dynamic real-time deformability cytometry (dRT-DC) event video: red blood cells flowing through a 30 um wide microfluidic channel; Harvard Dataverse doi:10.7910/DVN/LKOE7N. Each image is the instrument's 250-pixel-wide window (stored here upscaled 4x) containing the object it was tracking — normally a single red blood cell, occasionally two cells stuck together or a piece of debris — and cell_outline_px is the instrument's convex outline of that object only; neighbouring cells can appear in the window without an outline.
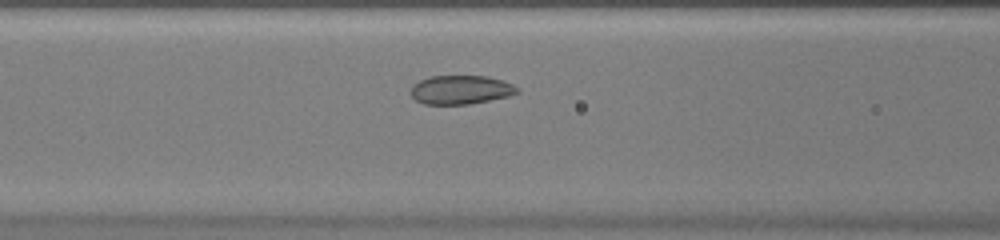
{"species": "common noctule bat (a hibernating species)", "species_latin": "Nyctalus noctula", "temperature_condition": "warm", "stored_images_in_passage": 37, "camera_frame_rate_fps": 3000, "um_per_image_px": 0.085, "animal": {"sex": "female", "body_mass_g": 20.0, "forearm_length_mm": 54.0}, "frame": {"image": 1, "passage_image": 10, "time_ms": 3.0, "image_size_px": [1000, 240], "cell_outline_px": [[520, 92], [508, 96], [468, 104], [424, 104], [416, 100], [412, 96], [412, 84], [420, 80], [432, 76], [488, 76], [512, 84], [520, 88]], "centroid_in_image_um": [39.17, 7.63], "position_along_channel_um": 127.4, "area_um2": 17.74}}
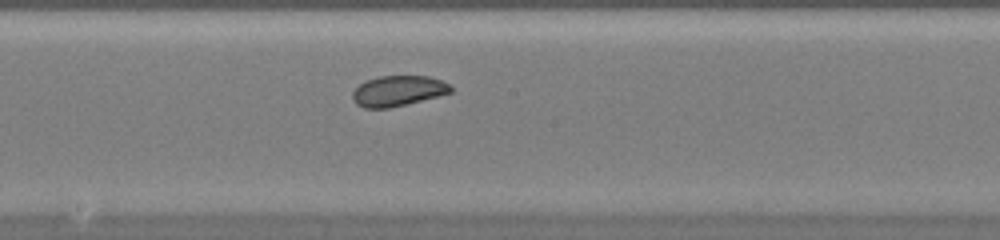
{"frame": {"image": 2, "passage_image": 16, "time_ms": 5.0, "image_size_px": [1000, 240], "cell_outline_px": [[452, 92], [388, 108], [364, 108], [356, 104], [352, 100], [352, 92], [360, 84], [368, 80], [380, 76], [428, 76], [440, 80], [448, 84], [452, 88]], "centroid_in_image_um": [33.79, 7.72], "position_along_channel_um": 214.4, "area_um2": 17.11}}
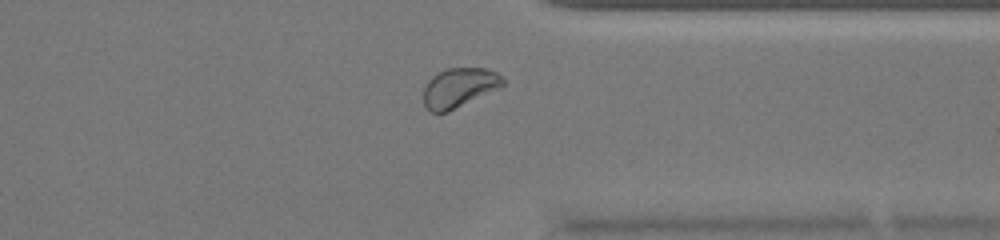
{"frame": {"image": 3, "passage_image": 27, "time_ms": 8.667, "image_size_px": [1000, 240], "cell_outline_px": [[504, 84], [500, 88], [448, 112], [432, 112], [424, 104], [424, 84], [432, 76], [448, 68], [484, 68], [496, 72], [504, 76]], "centroid_in_image_um": [39.05, 7.44], "position_along_channel_um": 372.4, "area_um2": 18.26}}